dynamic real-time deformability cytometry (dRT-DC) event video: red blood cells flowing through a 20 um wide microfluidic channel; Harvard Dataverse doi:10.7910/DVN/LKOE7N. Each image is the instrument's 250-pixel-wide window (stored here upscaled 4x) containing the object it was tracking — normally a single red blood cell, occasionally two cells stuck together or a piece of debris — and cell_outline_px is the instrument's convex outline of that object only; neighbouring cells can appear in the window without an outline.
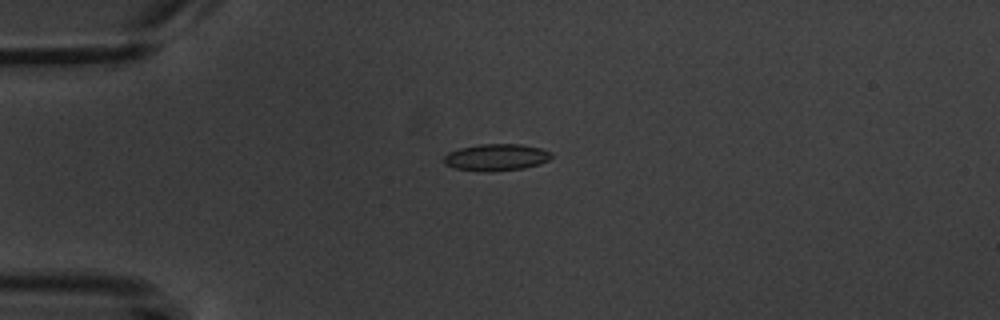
{"species": "common noctule bat (a hibernating species)", "species_latin": "Nyctalus noctula", "temperature_condition": "warm", "stored_images_in_passage": 5, "camera_frame_rate_fps": 3000, "um_per_image_px": 0.085, "animal": {"sex": "male", "body_mass_g": 20.1, "forearm_length_mm": 53.5}, "frame": {"image": 1, "passage_image": 4, "time_ms": 3.667, "image_size_px": [1000, 320], "cell_outline_px": [[552, 156], [548, 160], [540, 164], [524, 168], [488, 172], [456, 168], [444, 164], [444, 156], [448, 152], [460, 148], [480, 144], [520, 144], [540, 148], [552, 152]], "centroid_in_image_um": [42.19, 13.37], "position_along_channel_um": 42.8, "area_um2": 16.76}}